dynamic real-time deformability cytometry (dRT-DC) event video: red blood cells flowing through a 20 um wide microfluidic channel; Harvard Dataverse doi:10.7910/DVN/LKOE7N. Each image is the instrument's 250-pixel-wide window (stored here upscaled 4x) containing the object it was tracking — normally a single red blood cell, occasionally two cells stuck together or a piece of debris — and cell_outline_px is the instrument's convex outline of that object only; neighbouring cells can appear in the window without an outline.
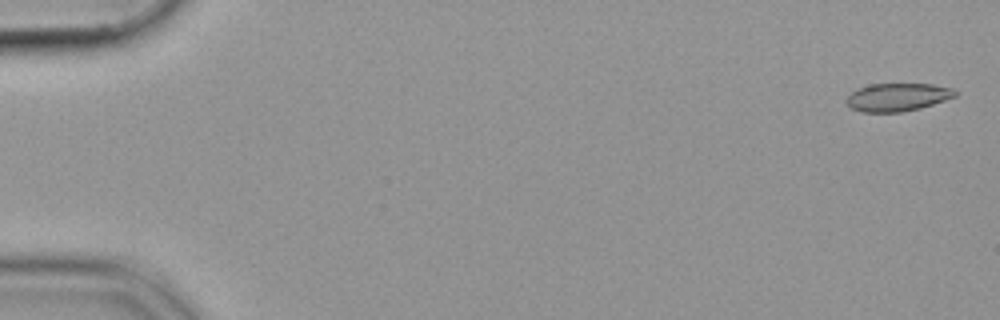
{"species": "common noctule bat (a hibernating species)", "species_latin": "Nyctalus noctula", "temperature_condition": "cold", "stored_images_in_passage": 55, "camera_frame_rate_fps": 3000, "um_per_image_px": 0.085, "animal": {"sex": "female", "body_mass_g": 19.9}, "frame": {"image": 1, "passage_image": 2, "time_ms": 0.333, "image_size_px": [1000, 320], "cell_outline_px": [[960, 92], [956, 96], [920, 108], [900, 112], [860, 112], [852, 108], [844, 100], [852, 92], [860, 88], [872, 84], [932, 84], [952, 88]], "centroid_in_image_um": [76.31, 8.26], "position_along_channel_um": 8.7, "area_um2": 17.63}}
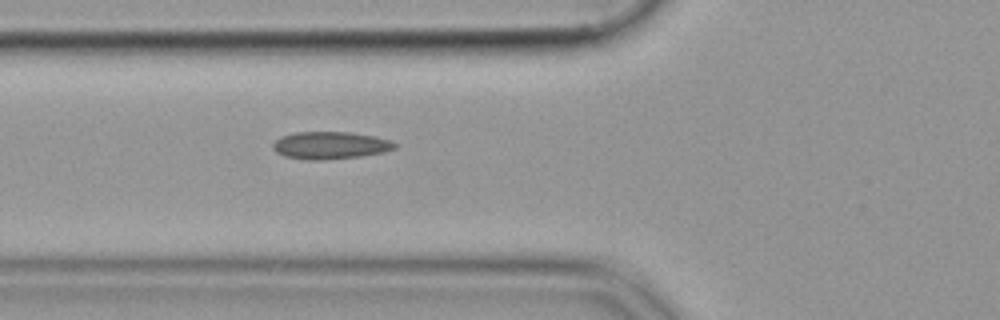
{"frame": {"image": 2, "passage_image": 21, "time_ms": 6.667, "image_size_px": [1000, 320], "cell_outline_px": [[396, 148], [384, 152], [360, 156], [324, 160], [308, 160], [284, 156], [276, 152], [272, 148], [272, 144], [280, 136], [296, 132], [352, 132], [376, 136], [392, 140], [396, 144]], "centroid_in_image_um": [28.08, 12.35], "position_along_channel_um": 97.7, "area_um2": 19.65}}
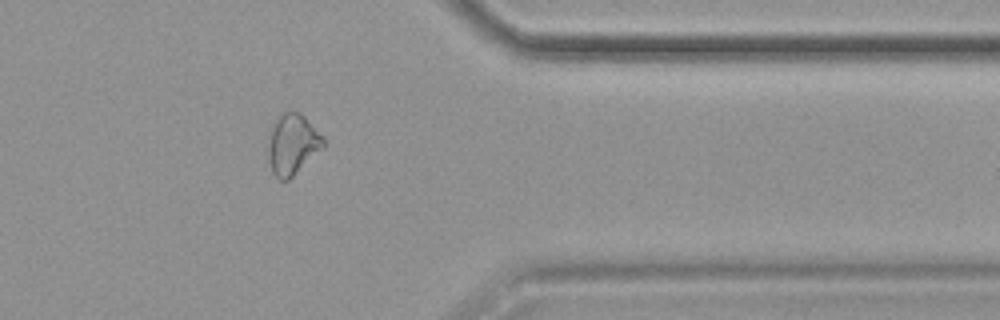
{"frame": {"image": 3, "passage_image": 45, "time_ms": 14.667, "image_size_px": [1000, 320], "cell_outline_px": [[328, 144], [324, 148], [288, 180], [280, 180], [272, 172], [268, 160], [268, 128], [272, 120], [284, 112], [292, 108], [300, 112], [324, 136]], "centroid_in_image_um": [24.86, 12.2], "position_along_channel_um": 386.5, "area_um2": 20.35}}